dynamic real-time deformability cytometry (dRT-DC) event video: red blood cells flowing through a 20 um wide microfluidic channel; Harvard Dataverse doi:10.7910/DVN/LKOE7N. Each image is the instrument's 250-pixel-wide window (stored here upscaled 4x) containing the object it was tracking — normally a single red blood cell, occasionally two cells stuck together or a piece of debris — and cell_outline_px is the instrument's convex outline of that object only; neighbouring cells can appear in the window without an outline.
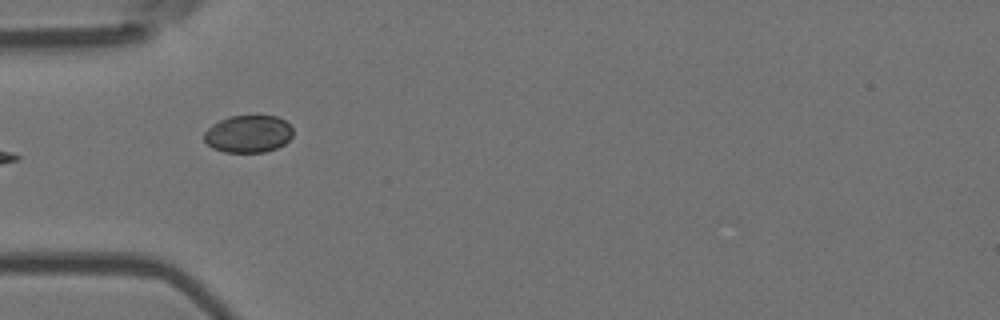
{"species": "Egyptian fruit bat (a non-hibernating species)", "species_latin": "Rousettus aegyptiacus", "temperature_condition": "room temperature", "stored_images_in_passage": 15, "camera_frame_rate_fps": 3000, "um_per_image_px": 0.085, "animal": {"sex": "female"}, "frame": {"image": 1, "passage_image": 5, "time_ms": 1.333, "image_size_px": [1000, 320], "cell_outline_px": [[292, 136], [284, 144], [276, 148], [264, 152], [224, 152], [212, 148], [204, 140], [204, 132], [212, 124], [228, 116], [276, 116], [284, 120], [292, 128]], "centroid_in_image_um": [21.08, 11.38], "position_along_channel_um": 63.9, "area_um2": 19.31}}
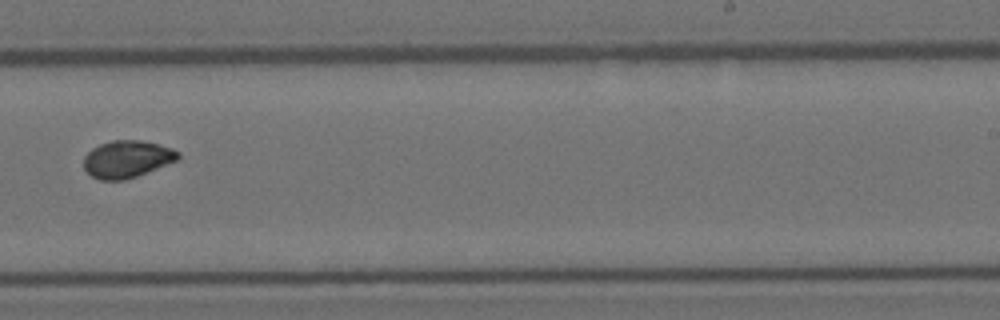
{"frame": {"image": 2, "passage_image": 10, "time_ms": 3.0, "image_size_px": [1000, 320], "cell_outline_px": [[180, 156], [176, 160], [136, 176], [124, 180], [100, 180], [92, 176], [84, 168], [84, 156], [92, 148], [100, 144], [112, 140], [140, 140], [172, 148], [180, 152]], "centroid_in_image_um": [10.77, 13.51], "position_along_channel_um": 278.2, "area_um2": 20.17}}
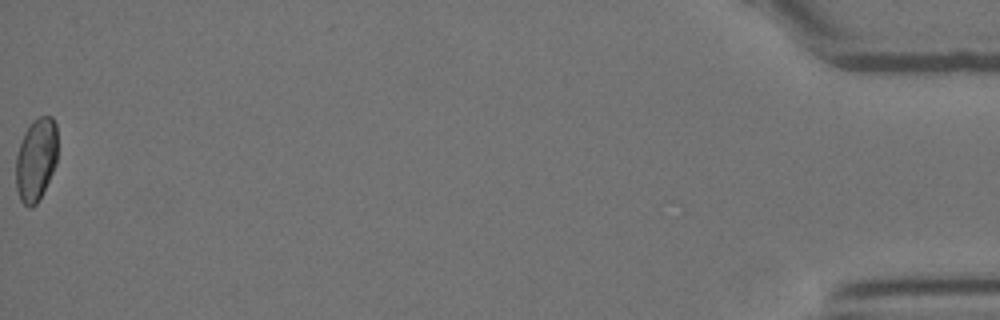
{"frame": {"image": 3, "passage_image": 15, "time_ms": 4.667, "image_size_px": [1000, 320], "cell_outline_px": [[56, 164], [36, 204], [32, 208], [28, 208], [20, 200], [16, 188], [16, 156], [24, 132], [32, 120], [40, 116], [52, 116], [56, 124]], "centroid_in_image_um": [3.04, 13.55], "position_along_channel_um": 432.2, "area_um2": 20.0}}